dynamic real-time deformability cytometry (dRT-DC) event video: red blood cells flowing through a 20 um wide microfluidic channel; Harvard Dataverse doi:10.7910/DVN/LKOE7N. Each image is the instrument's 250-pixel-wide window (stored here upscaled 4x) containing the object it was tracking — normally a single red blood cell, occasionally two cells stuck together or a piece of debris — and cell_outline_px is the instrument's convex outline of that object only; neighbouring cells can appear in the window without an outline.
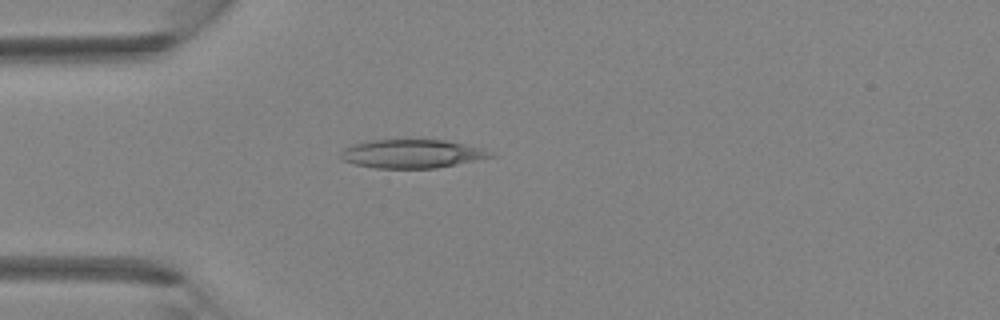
{"species": "Egyptian fruit bat (a non-hibernating species)", "species_latin": "Rousettus aegyptiacus", "temperature_condition": "room temperature", "stored_images_in_passage": 4, "camera_frame_rate_fps": 3000, "um_per_image_px": 0.085, "animal": {"sex": "female"}, "frame": {"image": 1, "passage_image": 4, "time_ms": 1.0, "image_size_px": [1000, 320], "cell_outline_px": [[496, 156], [436, 168], [376, 168], [352, 164], [344, 160], [340, 156], [340, 152], [344, 148], [352, 144], [372, 140], [444, 140], [464, 144], [480, 148], [492, 152]], "centroid_in_image_um": [34.98, 13.07], "position_along_channel_um": 50.0, "area_um2": 24.8}}